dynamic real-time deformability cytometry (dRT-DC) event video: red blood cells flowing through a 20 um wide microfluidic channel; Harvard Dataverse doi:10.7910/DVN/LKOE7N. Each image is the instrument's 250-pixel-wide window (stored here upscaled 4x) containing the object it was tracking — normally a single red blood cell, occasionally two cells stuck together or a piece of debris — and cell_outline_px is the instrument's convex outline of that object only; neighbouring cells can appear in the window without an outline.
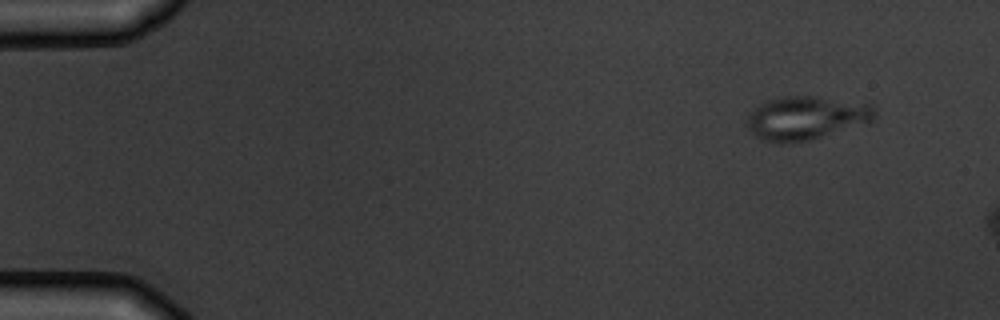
{"species": "common noctule bat (a hibernating species)", "species_latin": "Nyctalus noctula", "temperature_condition": "warm", "stored_images_in_passage": 3, "camera_frame_rate_fps": 3000, "um_per_image_px": 0.085, "animal": {"sex": "male", "body_mass_g": 19.5, "forearm_length_mm": 54.6}, "frame": {"image": 1, "passage_image": 1, "time_ms": 0.0, "image_size_px": [1000, 320], "cell_outline_px": [[876, 116], [868, 124], [808, 140], [792, 144], [780, 144], [764, 140], [756, 136], [752, 132], [748, 124], [748, 112], [764, 100], [780, 96], [816, 96], [872, 104], [876, 108]], "centroid_in_image_um": [68.54, 10.02], "position_along_channel_um": 16.5, "area_um2": 32.95}}